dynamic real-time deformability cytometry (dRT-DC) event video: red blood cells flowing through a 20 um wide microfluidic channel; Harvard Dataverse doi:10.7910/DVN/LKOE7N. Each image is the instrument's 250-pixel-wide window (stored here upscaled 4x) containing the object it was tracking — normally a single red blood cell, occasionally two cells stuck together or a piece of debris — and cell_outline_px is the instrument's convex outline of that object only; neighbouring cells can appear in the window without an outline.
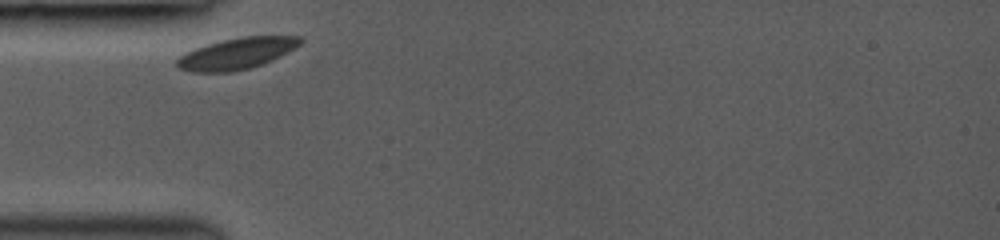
{"species": "common noctule bat (a hibernating species)", "species_latin": "Nyctalus noctula", "temperature_condition": "room temperature", "stored_images_in_passage": 23, "camera_frame_rate_fps": 3000, "um_per_image_px": 0.085, "animal": {"sex": "female", "body_mass_g": 19.0, "forearm_length_mm": 53.3}, "frame": {"image": 1, "passage_image": 1, "time_ms": 0.0, "image_size_px": [1000, 240], "cell_outline_px": [[304, 40], [300, 44], [280, 56], [272, 60], [248, 68], [232, 72], [188, 72], [180, 68], [176, 64], [176, 60], [180, 56], [196, 48], [208, 44], [240, 36], [300, 36]], "centroid_in_image_um": [20.12, 4.55], "position_along_channel_um": 64.9, "area_um2": 22.2}}
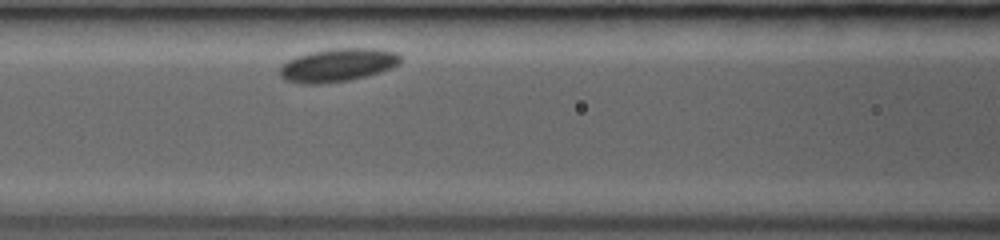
{"frame": {"image": 2, "passage_image": 6, "time_ms": 2.0, "image_size_px": [1000, 240], "cell_outline_px": [[400, 64], [392, 68], [380, 72], [348, 80], [320, 84], [300, 84], [284, 80], [280, 76], [280, 64], [296, 56], [308, 52], [332, 48], [376, 48], [396, 52], [400, 56]], "centroid_in_image_um": [28.67, 5.52], "position_along_channel_um": 137.9, "area_um2": 23.58}}
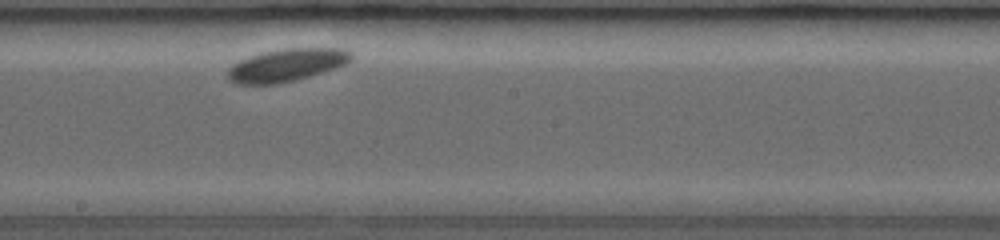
{"frame": {"image": 3, "passage_image": 18, "time_ms": 4.333, "image_size_px": [1000, 240], "cell_outline_px": [[352, 60], [348, 64], [296, 80], [276, 84], [236, 84], [228, 80], [228, 68], [232, 64], [240, 60], [264, 52], [284, 48], [340, 48], [352, 52]], "centroid_in_image_um": [24.38, 5.53], "position_along_channel_um": 223.8, "area_um2": 23.52}}